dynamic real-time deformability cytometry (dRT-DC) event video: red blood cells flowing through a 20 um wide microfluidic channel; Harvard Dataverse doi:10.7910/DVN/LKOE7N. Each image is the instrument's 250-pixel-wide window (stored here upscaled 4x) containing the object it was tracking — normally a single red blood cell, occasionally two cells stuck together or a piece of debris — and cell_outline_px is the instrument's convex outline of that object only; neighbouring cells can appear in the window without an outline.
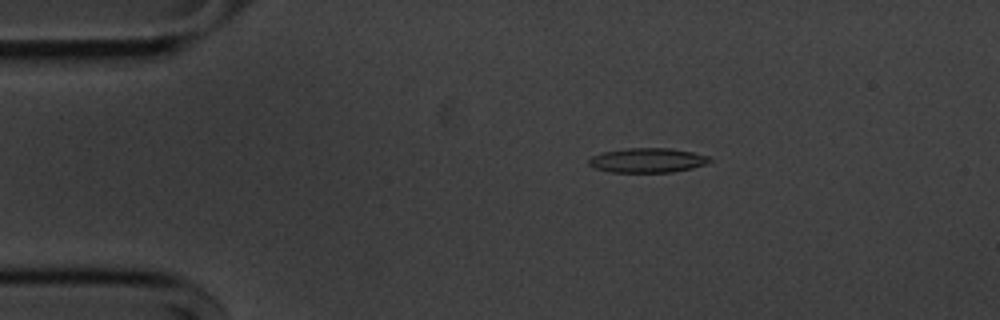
{"species": "common noctule bat (a hibernating species)", "species_latin": "Nyctalus noctula", "temperature_condition": "cold", "stored_images_in_passage": 55, "camera_frame_rate_fps": 3000, "um_per_image_px": 0.085, "animal": {"sex": "male", "body_mass_g": 20.1, "forearm_length_mm": 53.5}, "frame": {"image": 1, "passage_image": 10, "time_ms": 3.0, "image_size_px": [1000, 320], "cell_outline_px": [[712, 160], [704, 164], [692, 168], [672, 172], [612, 172], [592, 168], [588, 164], [588, 160], [592, 156], [604, 152], [628, 148], [668, 148], [692, 152], [708, 156]], "centroid_in_image_um": [55.0, 13.63], "position_along_channel_um": 30.0, "area_um2": 17.17}}
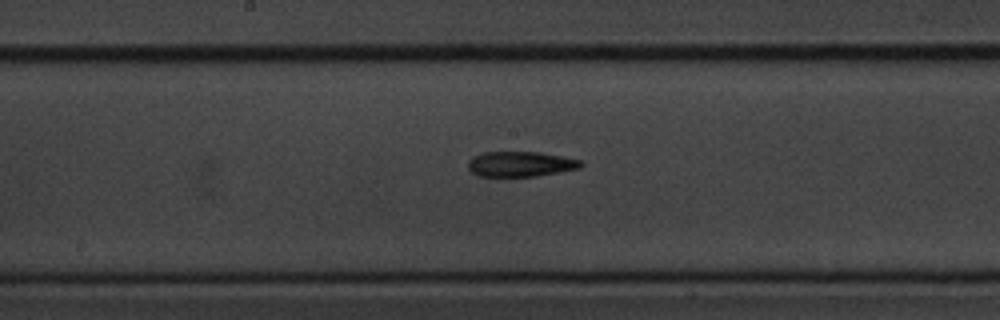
{"frame": {"image": 2, "passage_image": 28, "time_ms": 9.0, "image_size_px": [1000, 320], "cell_outline_px": [[584, 164], [580, 168], [536, 176], [476, 176], [468, 168], [468, 160], [472, 156], [484, 152], [540, 152], [584, 160]], "centroid_in_image_um": [44.25, 13.94], "position_along_channel_um": 203.9, "area_um2": 16.7}}
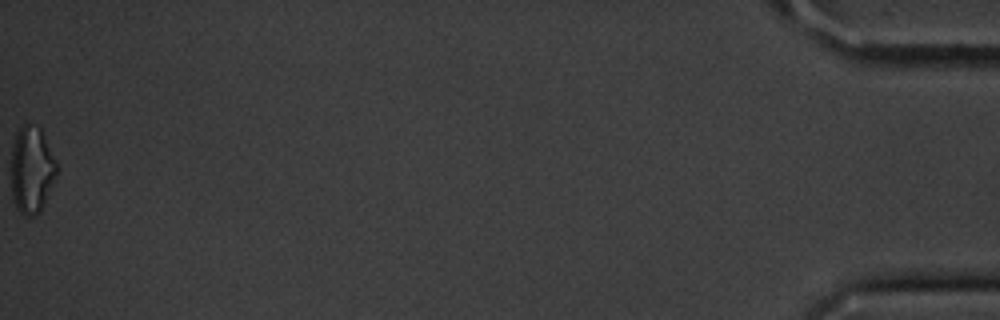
{"frame": {"image": 3, "passage_image": 55, "time_ms": 18.0, "image_size_px": [1000, 320], "cell_outline_px": [[56, 172], [40, 212], [36, 216], [24, 216], [16, 208], [12, 200], [12, 148], [16, 132], [24, 124], [28, 124], [40, 128], [56, 164]], "centroid_in_image_um": [2.65, 14.47], "position_along_channel_um": 432.5, "area_um2": 22.43}, "authors_computed_cell_mechanics": {"area_um2": 16.9932, "velocity_mm_per_s": 3.6622, "shape_relaxation_time_tau1_ms": 4.8132, "shape_relaxation_time_tau2_ms": 6.6182, "deformation_change_tau1": 0.182, "deformation_change_tau2": 0.2016}}